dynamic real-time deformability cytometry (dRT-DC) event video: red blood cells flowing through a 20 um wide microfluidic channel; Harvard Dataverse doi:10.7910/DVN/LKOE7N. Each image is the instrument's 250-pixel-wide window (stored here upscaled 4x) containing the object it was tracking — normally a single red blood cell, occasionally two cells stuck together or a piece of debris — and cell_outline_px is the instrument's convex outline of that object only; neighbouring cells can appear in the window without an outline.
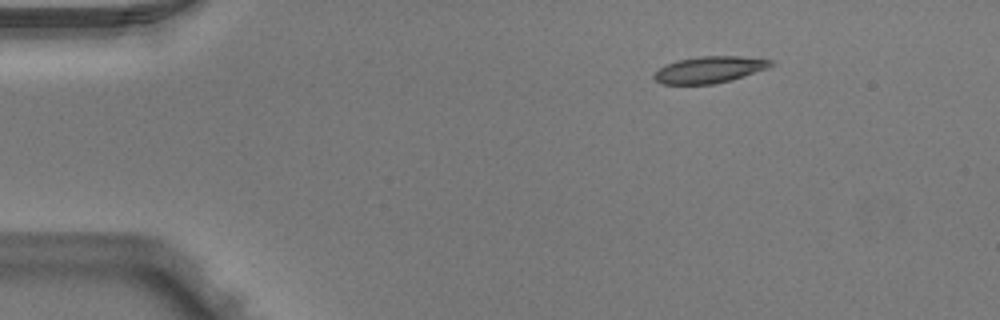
{"species": "Egyptian fruit bat (a non-hibernating species)", "species_latin": "Rousettus aegyptiacus", "temperature_condition": "warm", "stored_images_in_passage": 3, "camera_frame_rate_fps": 3000, "um_per_image_px": 0.085, "animal": {"sex": "male"}, "frame": {"image": 1, "passage_image": 1, "time_ms": 0.0, "image_size_px": [1000, 320], "cell_outline_px": [[776, 64], [768, 68], [732, 80], [712, 84], [660, 84], [652, 76], [660, 68], [676, 60], [700, 56], [740, 56], [776, 60]], "centroid_in_image_um": [60.36, 5.91], "position_along_channel_um": 24.6, "area_um2": 18.21}}